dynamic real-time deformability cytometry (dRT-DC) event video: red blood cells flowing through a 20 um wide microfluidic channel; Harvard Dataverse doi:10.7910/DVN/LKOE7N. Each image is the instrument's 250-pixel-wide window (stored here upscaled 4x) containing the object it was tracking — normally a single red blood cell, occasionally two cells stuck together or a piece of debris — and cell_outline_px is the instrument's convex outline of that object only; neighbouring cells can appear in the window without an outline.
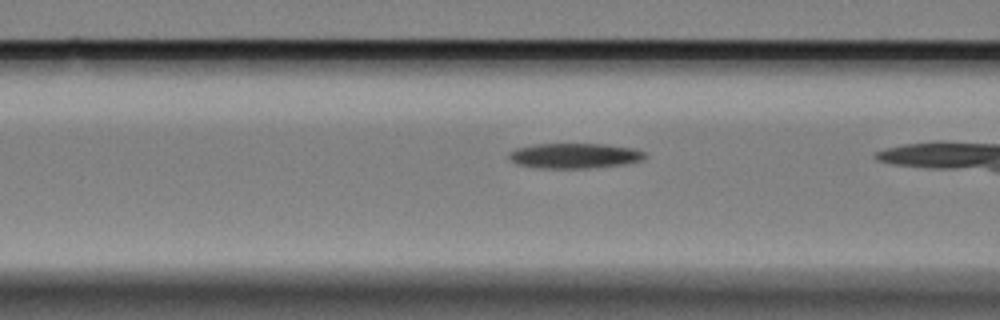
{"species": "Egyptian fruit bat (a non-hibernating species)", "species_latin": "Rousettus aegyptiacus", "temperature_condition": "cold", "stored_images_in_passage": 38, "camera_frame_rate_fps": 3000, "um_per_image_px": 0.085, "animal": {"sex": "female"}, "frame": {"image": 1, "passage_image": 14, "time_ms": 4.333, "image_size_px": [1000, 320], "cell_outline_px": [[648, 156], [644, 160], [628, 164], [588, 168], [540, 168], [516, 164], [508, 156], [508, 152], [516, 148], [536, 144], [604, 144], [632, 148], [644, 152]], "centroid_in_image_um": [48.87, 13.24], "position_along_channel_um": 117.7, "area_um2": 20.06}}
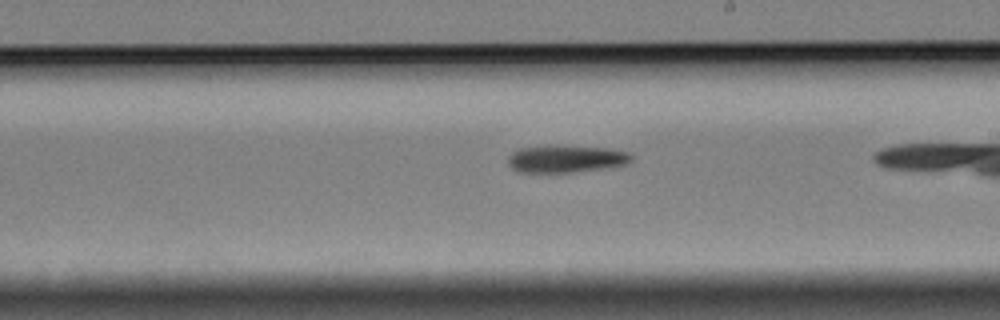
{"frame": {"image": 2, "passage_image": 25, "time_ms": 8.0, "image_size_px": [1000, 320], "cell_outline_px": [[632, 160], [624, 164], [600, 168], [572, 172], [516, 172], [508, 164], [508, 156], [512, 152], [520, 148], [604, 148], [624, 152], [632, 156]], "centroid_in_image_um": [48.03, 13.55], "position_along_channel_um": 241.0, "area_um2": 18.32}}
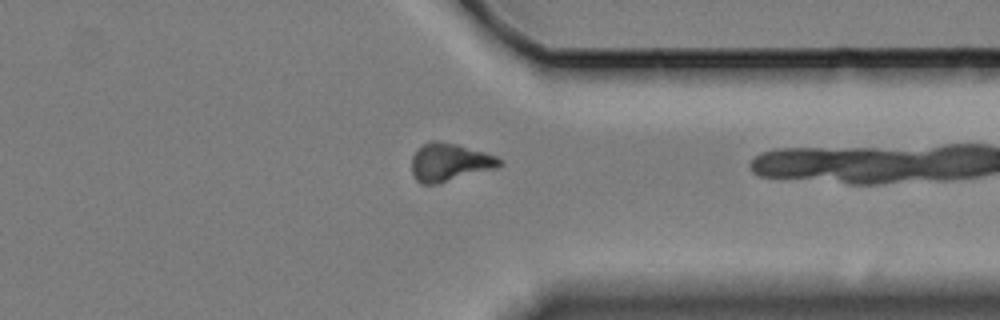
{"frame": {"image": 3, "passage_image": 37, "time_ms": 12.0, "image_size_px": [1000, 320], "cell_outline_px": [[504, 164], [496, 168], [436, 184], [420, 184], [412, 176], [412, 156], [428, 140], [436, 140], [456, 144], [484, 152], [496, 156], [504, 160]], "centroid_in_image_um": [38.22, 13.8], "position_along_channel_um": 373.2, "area_um2": 19.42}}